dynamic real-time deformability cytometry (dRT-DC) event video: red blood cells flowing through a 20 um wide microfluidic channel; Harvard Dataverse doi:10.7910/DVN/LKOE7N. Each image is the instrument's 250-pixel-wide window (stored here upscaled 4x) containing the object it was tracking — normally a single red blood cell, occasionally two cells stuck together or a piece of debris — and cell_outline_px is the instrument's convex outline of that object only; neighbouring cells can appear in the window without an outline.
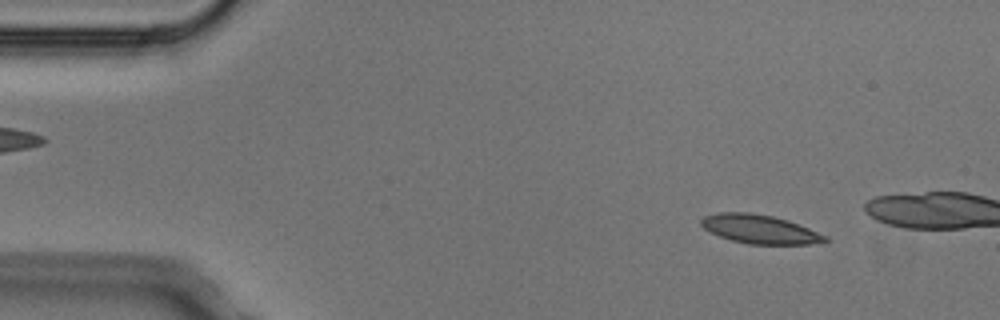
{"species": "Egyptian fruit bat (a non-hibernating species)", "species_latin": "Rousettus aegyptiacus", "temperature_condition": "cold", "stored_images_in_passage": 4, "camera_frame_rate_fps": 3000, "um_per_image_px": 0.085, "animal": {"sex": "male"}, "frame": {"image": 1, "passage_image": 1, "time_ms": 0.0, "image_size_px": [1000, 320], "cell_outline_px": [[828, 240], [812, 244], [748, 244], [732, 240], [720, 236], [704, 228], [700, 224], [700, 220], [704, 216], [716, 212], [748, 212], [772, 216], [788, 220], [828, 236]], "centroid_in_image_um": [64.56, 19.47], "position_along_channel_um": 20.4, "area_um2": 20.69}}